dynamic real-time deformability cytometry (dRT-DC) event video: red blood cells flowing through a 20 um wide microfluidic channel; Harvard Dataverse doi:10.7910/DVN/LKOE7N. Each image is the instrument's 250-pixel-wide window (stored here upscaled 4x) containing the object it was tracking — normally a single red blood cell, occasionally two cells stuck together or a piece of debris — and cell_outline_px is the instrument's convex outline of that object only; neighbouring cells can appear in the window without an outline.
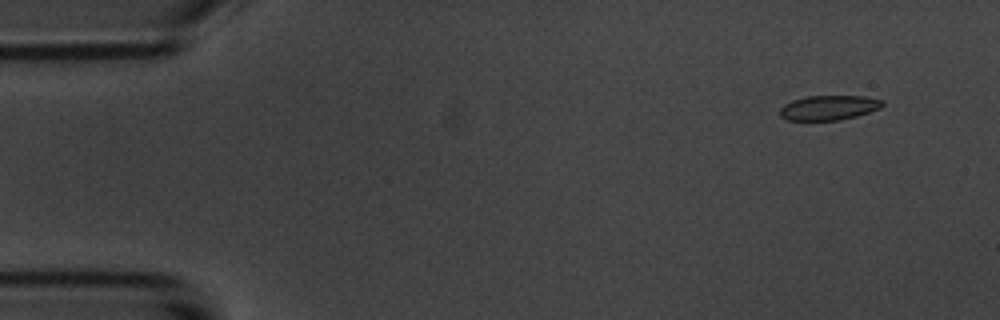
{"species": "common noctule bat (a hibernating species)", "species_latin": "Nyctalus noctula", "temperature_condition": "room temperature", "stored_images_in_passage": 5, "camera_frame_rate_fps": 3000, "um_per_image_px": 0.085, "animal": {"sex": "male", "body_mass_g": 20.1, "forearm_length_mm": 53.5}, "frame": {"image": 1, "passage_image": 2, "time_ms": 1.333, "image_size_px": [1000, 320], "cell_outline_px": [[884, 104], [880, 108], [856, 116], [840, 120], [788, 120], [780, 116], [780, 108], [784, 104], [792, 100], [808, 96], [864, 96], [884, 100]], "centroid_in_image_um": [70.45, 9.15], "position_along_channel_um": 14.5, "area_um2": 14.74}}
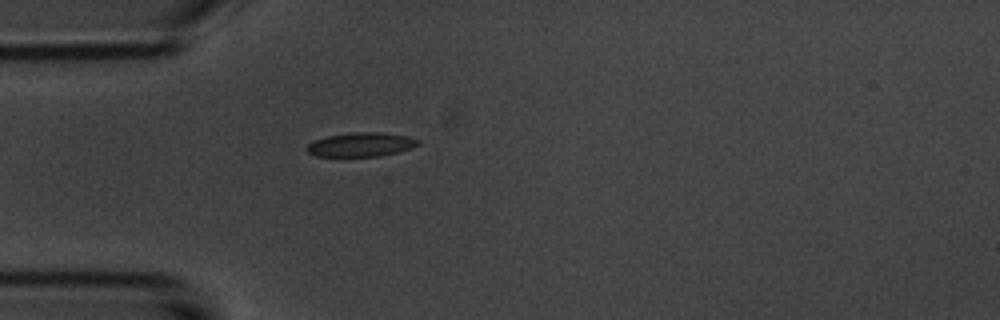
{"frame": {"image": 2, "passage_image": 5, "time_ms": 5.0, "image_size_px": [1000, 320], "cell_outline_px": [[420, 144], [412, 148], [380, 156], [316, 156], [308, 152], [304, 148], [308, 144], [316, 140], [328, 136], [356, 132], [376, 132], [408, 136], [420, 140]], "centroid_in_image_um": [30.7, 12.29], "position_along_channel_um": 54.3, "area_um2": 15.43}}